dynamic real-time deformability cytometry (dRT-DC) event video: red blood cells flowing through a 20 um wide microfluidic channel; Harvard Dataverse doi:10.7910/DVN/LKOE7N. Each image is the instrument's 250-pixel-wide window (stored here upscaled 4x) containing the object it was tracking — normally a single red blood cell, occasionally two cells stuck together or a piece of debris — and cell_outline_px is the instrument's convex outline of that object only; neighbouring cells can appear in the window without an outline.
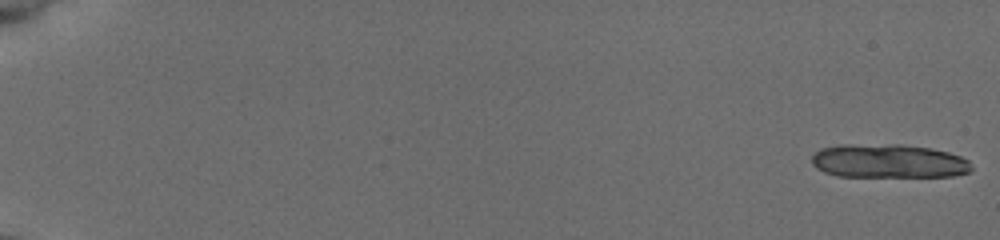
{"species": "common noctule bat (a hibernating species)", "species_latin": "Nyctalus noctula", "temperature_condition": "cold", "stored_images_in_passage": 18, "camera_frame_rate_fps": 3000, "um_per_image_px": 0.085, "animal": {"sex": "female", "body_mass_g": 19.5, "forearm_length_mm": 54.1}, "frame": {"image": 1, "passage_image": 1, "time_ms": 0.0, "image_size_px": [1000, 240], "cell_outline_px": [[972, 168], [968, 172], [952, 176], [836, 176], [824, 172], [816, 168], [812, 164], [812, 156], [820, 148], [840, 144], [900, 144], [928, 148], [948, 152], [960, 156], [968, 160]], "centroid_in_image_um": [75.48, 13.68], "position_along_channel_um": 9.5, "area_um2": 31.5}}